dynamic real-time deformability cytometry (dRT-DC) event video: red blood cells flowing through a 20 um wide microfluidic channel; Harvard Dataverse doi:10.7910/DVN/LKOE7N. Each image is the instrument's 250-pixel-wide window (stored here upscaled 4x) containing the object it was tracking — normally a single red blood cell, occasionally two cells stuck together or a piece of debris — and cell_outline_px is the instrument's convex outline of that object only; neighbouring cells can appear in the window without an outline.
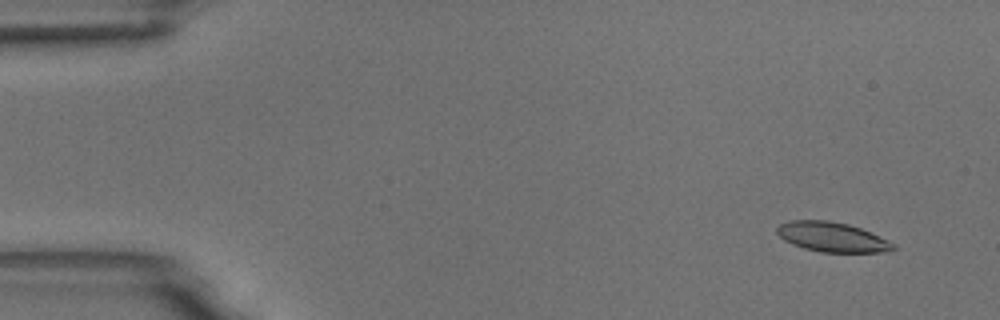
{"species": "common noctule bat (a hibernating species)", "species_latin": "Nyctalus noctula", "temperature_condition": "room temperature", "stored_images_in_passage": 55, "camera_frame_rate_fps": 3000, "um_per_image_px": 0.085, "animal": {"sex": "male", "body_mass_g": 18.8}, "frame": {"image": 1, "passage_image": 4, "time_ms": 1.0, "image_size_px": [1000, 320], "cell_outline_px": [[896, 248], [892, 252], [820, 252], [804, 248], [792, 244], [784, 240], [776, 232], [776, 228], [780, 224], [788, 220], [828, 220], [848, 224], [860, 228], [880, 236], [896, 244]], "centroid_in_image_um": [70.75, 20.15], "position_along_channel_um": 14.3, "area_um2": 20.29}}
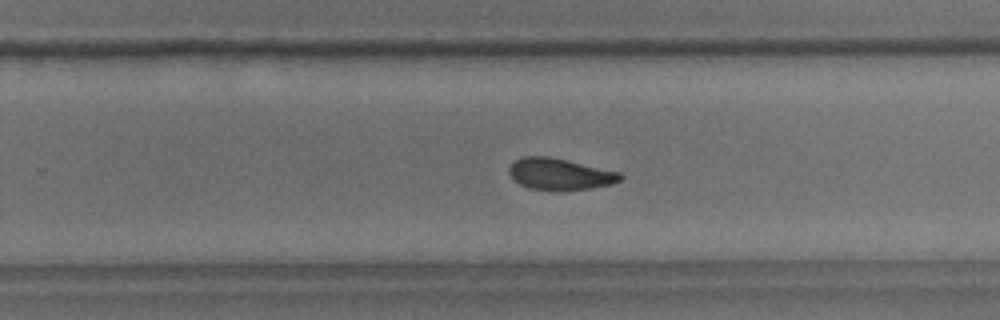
{"frame": {"image": 2, "passage_image": 35, "time_ms": 11.333, "image_size_px": [1000, 320], "cell_outline_px": [[624, 176], [620, 180], [612, 184], [588, 188], [528, 188], [520, 184], [508, 172], [508, 168], [516, 160], [524, 156], [548, 156], [568, 160], [620, 172]], "centroid_in_image_um": [47.6, 14.75], "position_along_channel_um": 282.2, "area_um2": 19.71}}
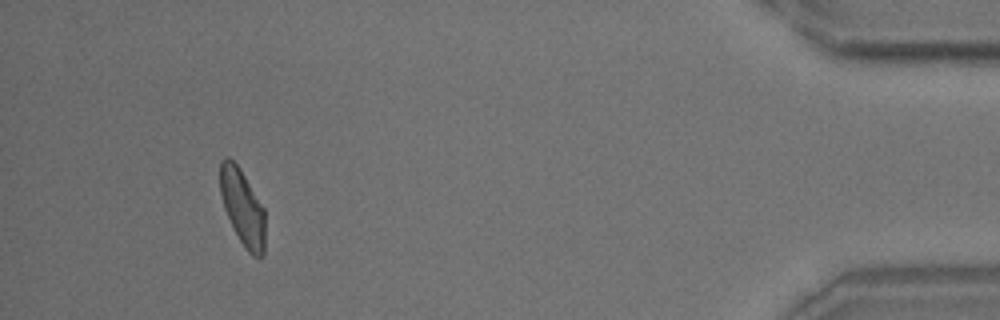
{"frame": {"image": 3, "passage_image": 51, "time_ms": 16.667, "image_size_px": [1000, 320], "cell_outline_px": [[264, 256], [252, 256], [248, 252], [240, 240], [224, 208], [220, 192], [220, 160], [224, 156], [228, 156], [240, 168], [264, 208]], "centroid_in_image_um": [20.61, 17.59], "position_along_channel_um": 414.6, "area_um2": 19.71}, "authors_computed_cell_mechanics": {"area_um2": 20.8658, "velocity_mm_per_s": 3.6961, "shape_relaxation_time_tau1_ms": 3.7693, "shape_relaxation_time_tau2_ms": 5.2558, "deformation_change_tau1": 0.1126, "deformation_change_tau2": 0.1065}}